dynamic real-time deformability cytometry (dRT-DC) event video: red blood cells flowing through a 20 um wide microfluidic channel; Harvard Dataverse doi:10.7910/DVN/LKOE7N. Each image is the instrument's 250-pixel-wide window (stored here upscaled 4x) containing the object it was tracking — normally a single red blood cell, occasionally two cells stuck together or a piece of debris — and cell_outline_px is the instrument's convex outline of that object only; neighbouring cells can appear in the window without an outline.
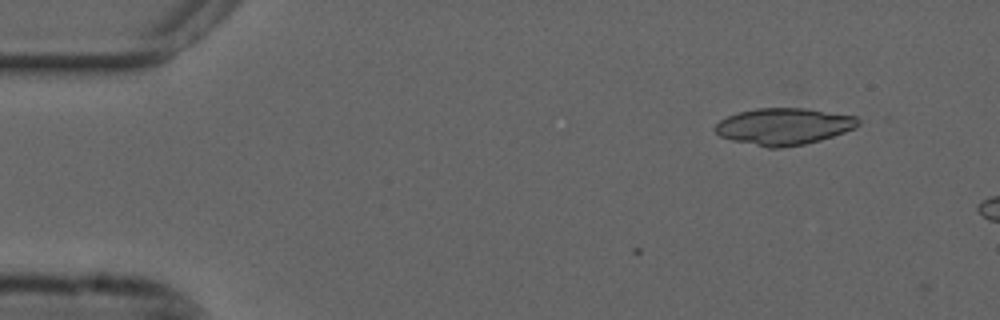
{"species": "common noctule bat (a hibernating species)", "species_latin": "Nyctalus noctula", "temperature_condition": "cold", "stored_images_in_passage": 2, "camera_frame_rate_fps": 3000, "um_per_image_px": 0.085, "animal": {"sex": "male", "forearm_length_mm": 52.5}, "frame": {"image": 1, "passage_image": 1, "time_ms": 0.0, "image_size_px": [1000, 320], "cell_outline_px": [[860, 124], [856, 128], [820, 140], [804, 144], [780, 148], [768, 148], [732, 140], [720, 136], [712, 128], [720, 120], [728, 116], [740, 112], [756, 108], [804, 108], [856, 116], [860, 120]], "centroid_in_image_um": [66.62, 10.75], "position_along_channel_um": 18.4, "area_um2": 30.58}}